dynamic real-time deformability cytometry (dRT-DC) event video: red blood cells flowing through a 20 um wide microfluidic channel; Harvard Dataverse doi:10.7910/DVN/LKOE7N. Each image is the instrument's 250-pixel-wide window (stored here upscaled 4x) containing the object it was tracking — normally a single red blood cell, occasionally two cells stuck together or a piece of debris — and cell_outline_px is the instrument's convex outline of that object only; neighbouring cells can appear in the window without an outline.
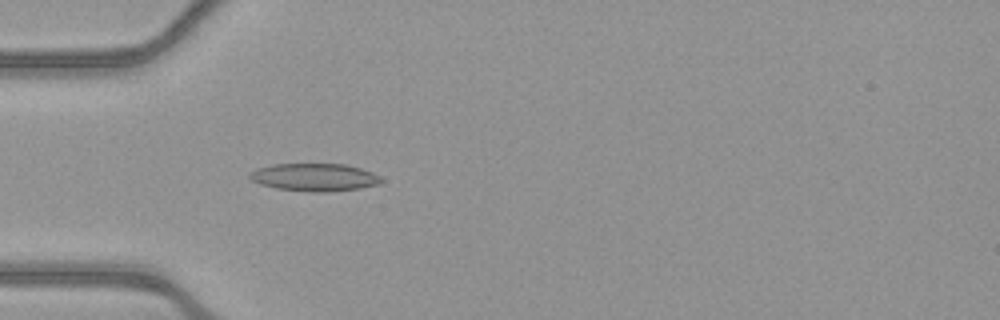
{"species": "common noctule bat (a hibernating species)", "species_latin": "Nyctalus noctula", "temperature_condition": "warm", "stored_images_in_passage": 53, "camera_frame_rate_fps": 3000, "um_per_image_px": 0.085, "animal": {"sex": "female", "body_mass_g": 21.9}, "frame": {"image": 1, "passage_image": 17, "time_ms": 5.333, "image_size_px": [1000, 320], "cell_outline_px": [[384, 180], [380, 184], [360, 188], [328, 192], [316, 192], [276, 188], [260, 184], [252, 180], [248, 176], [256, 168], [272, 164], [344, 164], [360, 168], [372, 172], [380, 176]], "centroid_in_image_um": [26.76, 15.06], "position_along_channel_um": 58.2, "area_um2": 21.21}}
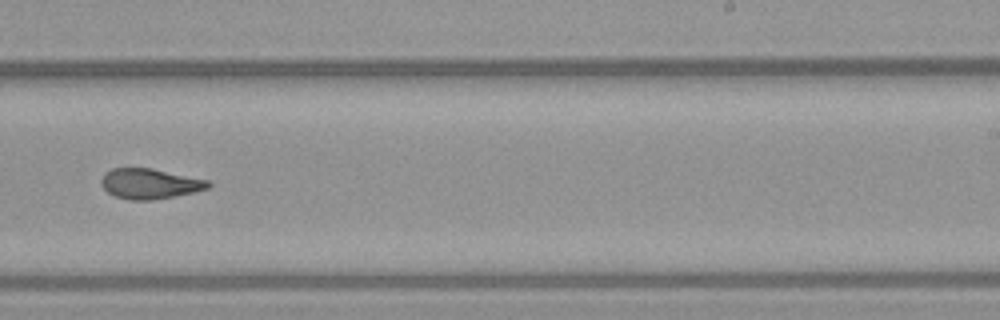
{"frame": {"image": 2, "passage_image": 34, "time_ms": 11.0, "image_size_px": [1000, 320], "cell_outline_px": [[212, 184], [208, 188], [192, 192], [152, 200], [128, 200], [116, 196], [108, 192], [100, 184], [100, 180], [104, 172], [112, 168], [152, 168], [208, 180]], "centroid_in_image_um": [12.69, 15.6], "position_along_channel_um": 276.3, "area_um2": 18.79}}
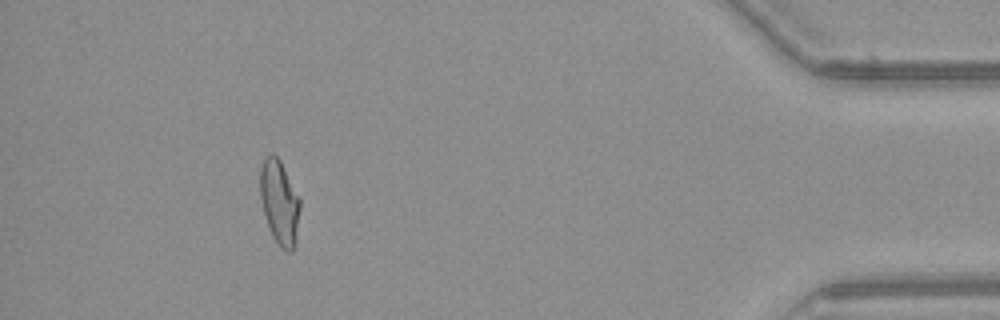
{"frame": {"image": 3, "passage_image": 49, "time_ms": 16.0, "image_size_px": [1000, 320], "cell_outline_px": [[300, 208], [292, 252], [288, 252], [272, 236], [260, 200], [260, 168], [264, 156], [272, 152], [280, 160], [300, 196]], "centroid_in_image_um": [23.74, 17.09], "position_along_channel_um": 411.5, "area_um2": 19.36}, "authors_computed_cell_mechanics": {"area_um2": 19.5942, "velocity_mm_per_s": 3.908, "shape_relaxation_time_tau1_ms": 8.1252, "shape_relaxation_time_tau2_ms": 1.9914, "deformation_change_tau1": 0.222, "deformation_change_tau2": 0.0897}}